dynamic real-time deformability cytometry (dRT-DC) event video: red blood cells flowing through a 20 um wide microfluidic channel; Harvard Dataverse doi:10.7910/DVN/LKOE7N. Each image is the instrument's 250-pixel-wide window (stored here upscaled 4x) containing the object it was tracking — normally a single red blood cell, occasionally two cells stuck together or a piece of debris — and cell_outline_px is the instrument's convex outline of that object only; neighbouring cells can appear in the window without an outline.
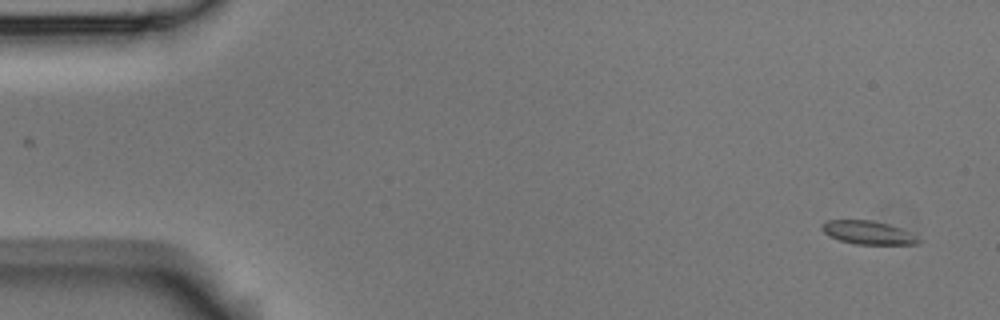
{"species": "Egyptian fruit bat (a non-hibernating species)", "species_latin": "Rousettus aegyptiacus", "temperature_condition": "room temperature", "stored_images_in_passage": 5, "segment_of_instrument_passage": [1, 2], "camera_frame_rate_fps": 3000, "um_per_image_px": 0.085, "animal": {"sex": "male"}, "frame": {"image": 1, "passage_image": 1, "time_ms": 0.0, "image_size_px": [1000, 320], "cell_outline_px": [[920, 244], [856, 244], [840, 240], [828, 236], [820, 228], [820, 224], [828, 220], [872, 220], [888, 224], [900, 228], [920, 240]], "centroid_in_image_um": [73.71, 19.76], "position_along_channel_um": 11.3, "area_um2": 13.01}}